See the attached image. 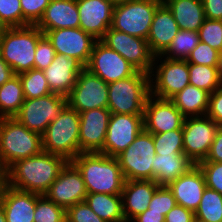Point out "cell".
Masks as SVG:
<instances>
[{
  "mask_svg": "<svg viewBox=\"0 0 222 222\" xmlns=\"http://www.w3.org/2000/svg\"><path fill=\"white\" fill-rule=\"evenodd\" d=\"M198 34L201 42L222 51V20L205 19Z\"/></svg>",
  "mask_w": 222,
  "mask_h": 222,
  "instance_id": "f35d334b",
  "label": "cell"
},
{
  "mask_svg": "<svg viewBox=\"0 0 222 222\" xmlns=\"http://www.w3.org/2000/svg\"><path fill=\"white\" fill-rule=\"evenodd\" d=\"M178 31L179 27L171 10L162 2L154 13L146 39L151 52L155 56L161 55L170 46Z\"/></svg>",
  "mask_w": 222,
  "mask_h": 222,
  "instance_id": "cb8c5ba5",
  "label": "cell"
},
{
  "mask_svg": "<svg viewBox=\"0 0 222 222\" xmlns=\"http://www.w3.org/2000/svg\"><path fill=\"white\" fill-rule=\"evenodd\" d=\"M4 179H5V176H0V190L4 184Z\"/></svg>",
  "mask_w": 222,
  "mask_h": 222,
  "instance_id": "680465c9",
  "label": "cell"
},
{
  "mask_svg": "<svg viewBox=\"0 0 222 222\" xmlns=\"http://www.w3.org/2000/svg\"><path fill=\"white\" fill-rule=\"evenodd\" d=\"M25 101L19 75L0 86V118H13Z\"/></svg>",
  "mask_w": 222,
  "mask_h": 222,
  "instance_id": "4dcf8cb0",
  "label": "cell"
},
{
  "mask_svg": "<svg viewBox=\"0 0 222 222\" xmlns=\"http://www.w3.org/2000/svg\"><path fill=\"white\" fill-rule=\"evenodd\" d=\"M194 214L197 222H222V195L206 187Z\"/></svg>",
  "mask_w": 222,
  "mask_h": 222,
  "instance_id": "d6a6232c",
  "label": "cell"
},
{
  "mask_svg": "<svg viewBox=\"0 0 222 222\" xmlns=\"http://www.w3.org/2000/svg\"><path fill=\"white\" fill-rule=\"evenodd\" d=\"M66 105L67 97L56 93L25 99L14 118L30 131L42 136L47 126L58 117Z\"/></svg>",
  "mask_w": 222,
  "mask_h": 222,
  "instance_id": "9c48e42d",
  "label": "cell"
},
{
  "mask_svg": "<svg viewBox=\"0 0 222 222\" xmlns=\"http://www.w3.org/2000/svg\"><path fill=\"white\" fill-rule=\"evenodd\" d=\"M170 100L185 118L203 116L208 110L209 93L189 84Z\"/></svg>",
  "mask_w": 222,
  "mask_h": 222,
  "instance_id": "f1b7e54d",
  "label": "cell"
},
{
  "mask_svg": "<svg viewBox=\"0 0 222 222\" xmlns=\"http://www.w3.org/2000/svg\"><path fill=\"white\" fill-rule=\"evenodd\" d=\"M79 27L97 41L111 27L114 5L109 0H76Z\"/></svg>",
  "mask_w": 222,
  "mask_h": 222,
  "instance_id": "ffe728a7",
  "label": "cell"
},
{
  "mask_svg": "<svg viewBox=\"0 0 222 222\" xmlns=\"http://www.w3.org/2000/svg\"><path fill=\"white\" fill-rule=\"evenodd\" d=\"M167 186L173 193L177 204L195 213L206 188V182L202 170L198 165H194Z\"/></svg>",
  "mask_w": 222,
  "mask_h": 222,
  "instance_id": "603a6c76",
  "label": "cell"
},
{
  "mask_svg": "<svg viewBox=\"0 0 222 222\" xmlns=\"http://www.w3.org/2000/svg\"><path fill=\"white\" fill-rule=\"evenodd\" d=\"M100 41L118 52L138 71L150 74L153 72V65L157 64L146 39L134 37L110 27Z\"/></svg>",
  "mask_w": 222,
  "mask_h": 222,
  "instance_id": "30bf717a",
  "label": "cell"
},
{
  "mask_svg": "<svg viewBox=\"0 0 222 222\" xmlns=\"http://www.w3.org/2000/svg\"><path fill=\"white\" fill-rule=\"evenodd\" d=\"M165 222H195L193 211L176 204L165 216Z\"/></svg>",
  "mask_w": 222,
  "mask_h": 222,
  "instance_id": "7dc6e473",
  "label": "cell"
},
{
  "mask_svg": "<svg viewBox=\"0 0 222 222\" xmlns=\"http://www.w3.org/2000/svg\"><path fill=\"white\" fill-rule=\"evenodd\" d=\"M218 55L219 51L200 41L186 61L197 65L217 66Z\"/></svg>",
  "mask_w": 222,
  "mask_h": 222,
  "instance_id": "b9f144b4",
  "label": "cell"
},
{
  "mask_svg": "<svg viewBox=\"0 0 222 222\" xmlns=\"http://www.w3.org/2000/svg\"><path fill=\"white\" fill-rule=\"evenodd\" d=\"M159 185L154 180H126L123 185L122 206L126 222L148 209Z\"/></svg>",
  "mask_w": 222,
  "mask_h": 222,
  "instance_id": "d4e9b609",
  "label": "cell"
},
{
  "mask_svg": "<svg viewBox=\"0 0 222 222\" xmlns=\"http://www.w3.org/2000/svg\"><path fill=\"white\" fill-rule=\"evenodd\" d=\"M0 23L6 28L23 27L20 0H0Z\"/></svg>",
  "mask_w": 222,
  "mask_h": 222,
  "instance_id": "74e56055",
  "label": "cell"
},
{
  "mask_svg": "<svg viewBox=\"0 0 222 222\" xmlns=\"http://www.w3.org/2000/svg\"><path fill=\"white\" fill-rule=\"evenodd\" d=\"M18 75L25 99L39 98L52 93L43 70L33 68Z\"/></svg>",
  "mask_w": 222,
  "mask_h": 222,
  "instance_id": "e575fe53",
  "label": "cell"
},
{
  "mask_svg": "<svg viewBox=\"0 0 222 222\" xmlns=\"http://www.w3.org/2000/svg\"><path fill=\"white\" fill-rule=\"evenodd\" d=\"M79 12L76 0H51L36 26L47 30L79 28Z\"/></svg>",
  "mask_w": 222,
  "mask_h": 222,
  "instance_id": "484cf974",
  "label": "cell"
},
{
  "mask_svg": "<svg viewBox=\"0 0 222 222\" xmlns=\"http://www.w3.org/2000/svg\"><path fill=\"white\" fill-rule=\"evenodd\" d=\"M200 42L198 32L190 30H179L173 38L170 46L154 59L165 57L174 60H187L191 51Z\"/></svg>",
  "mask_w": 222,
  "mask_h": 222,
  "instance_id": "1f68e13d",
  "label": "cell"
},
{
  "mask_svg": "<svg viewBox=\"0 0 222 222\" xmlns=\"http://www.w3.org/2000/svg\"><path fill=\"white\" fill-rule=\"evenodd\" d=\"M56 51L54 50L51 42L44 35L36 46L34 69L44 70L54 60Z\"/></svg>",
  "mask_w": 222,
  "mask_h": 222,
  "instance_id": "ee69618b",
  "label": "cell"
},
{
  "mask_svg": "<svg viewBox=\"0 0 222 222\" xmlns=\"http://www.w3.org/2000/svg\"><path fill=\"white\" fill-rule=\"evenodd\" d=\"M84 69L85 66L76 58L56 54L43 72L52 93L67 97L77 81V76Z\"/></svg>",
  "mask_w": 222,
  "mask_h": 222,
  "instance_id": "44dd1931",
  "label": "cell"
},
{
  "mask_svg": "<svg viewBox=\"0 0 222 222\" xmlns=\"http://www.w3.org/2000/svg\"><path fill=\"white\" fill-rule=\"evenodd\" d=\"M176 204V199L168 186L159 185L148 205V209H150V212L161 213L166 216Z\"/></svg>",
  "mask_w": 222,
  "mask_h": 222,
  "instance_id": "ab89813d",
  "label": "cell"
},
{
  "mask_svg": "<svg viewBox=\"0 0 222 222\" xmlns=\"http://www.w3.org/2000/svg\"><path fill=\"white\" fill-rule=\"evenodd\" d=\"M206 115L216 124L222 126V86L209 94V103Z\"/></svg>",
  "mask_w": 222,
  "mask_h": 222,
  "instance_id": "bcb514c9",
  "label": "cell"
},
{
  "mask_svg": "<svg viewBox=\"0 0 222 222\" xmlns=\"http://www.w3.org/2000/svg\"><path fill=\"white\" fill-rule=\"evenodd\" d=\"M85 68L108 84L126 79L138 71L118 52L108 48L100 40L94 43Z\"/></svg>",
  "mask_w": 222,
  "mask_h": 222,
  "instance_id": "7c38bea8",
  "label": "cell"
},
{
  "mask_svg": "<svg viewBox=\"0 0 222 222\" xmlns=\"http://www.w3.org/2000/svg\"><path fill=\"white\" fill-rule=\"evenodd\" d=\"M153 134L143 129L135 140L116 156L126 180H153L155 162Z\"/></svg>",
  "mask_w": 222,
  "mask_h": 222,
  "instance_id": "52a82bcc",
  "label": "cell"
},
{
  "mask_svg": "<svg viewBox=\"0 0 222 222\" xmlns=\"http://www.w3.org/2000/svg\"><path fill=\"white\" fill-rule=\"evenodd\" d=\"M0 222H6V218H5V214H4V210L0 204Z\"/></svg>",
  "mask_w": 222,
  "mask_h": 222,
  "instance_id": "9f6ffc18",
  "label": "cell"
},
{
  "mask_svg": "<svg viewBox=\"0 0 222 222\" xmlns=\"http://www.w3.org/2000/svg\"><path fill=\"white\" fill-rule=\"evenodd\" d=\"M87 194L81 172L68 161L44 195L67 210L76 203L85 201Z\"/></svg>",
  "mask_w": 222,
  "mask_h": 222,
  "instance_id": "2e32d148",
  "label": "cell"
},
{
  "mask_svg": "<svg viewBox=\"0 0 222 222\" xmlns=\"http://www.w3.org/2000/svg\"><path fill=\"white\" fill-rule=\"evenodd\" d=\"M201 162H222V126H218L209 153Z\"/></svg>",
  "mask_w": 222,
  "mask_h": 222,
  "instance_id": "c3c4849f",
  "label": "cell"
},
{
  "mask_svg": "<svg viewBox=\"0 0 222 222\" xmlns=\"http://www.w3.org/2000/svg\"><path fill=\"white\" fill-rule=\"evenodd\" d=\"M16 75L13 69L5 62L0 55V86Z\"/></svg>",
  "mask_w": 222,
  "mask_h": 222,
  "instance_id": "816d5d0a",
  "label": "cell"
},
{
  "mask_svg": "<svg viewBox=\"0 0 222 222\" xmlns=\"http://www.w3.org/2000/svg\"><path fill=\"white\" fill-rule=\"evenodd\" d=\"M144 129V115L111 113L103 154L116 157L123 152Z\"/></svg>",
  "mask_w": 222,
  "mask_h": 222,
  "instance_id": "9a60e30c",
  "label": "cell"
},
{
  "mask_svg": "<svg viewBox=\"0 0 222 222\" xmlns=\"http://www.w3.org/2000/svg\"><path fill=\"white\" fill-rule=\"evenodd\" d=\"M217 71H218L219 79L222 83V51H220L218 55Z\"/></svg>",
  "mask_w": 222,
  "mask_h": 222,
  "instance_id": "f5cc1de1",
  "label": "cell"
},
{
  "mask_svg": "<svg viewBox=\"0 0 222 222\" xmlns=\"http://www.w3.org/2000/svg\"><path fill=\"white\" fill-rule=\"evenodd\" d=\"M218 126L207 115L184 119L182 126L184 154L195 165L205 160L208 155Z\"/></svg>",
  "mask_w": 222,
  "mask_h": 222,
  "instance_id": "8fae6325",
  "label": "cell"
},
{
  "mask_svg": "<svg viewBox=\"0 0 222 222\" xmlns=\"http://www.w3.org/2000/svg\"><path fill=\"white\" fill-rule=\"evenodd\" d=\"M85 202L105 222H126L121 194L88 193Z\"/></svg>",
  "mask_w": 222,
  "mask_h": 222,
  "instance_id": "f546056e",
  "label": "cell"
},
{
  "mask_svg": "<svg viewBox=\"0 0 222 222\" xmlns=\"http://www.w3.org/2000/svg\"><path fill=\"white\" fill-rule=\"evenodd\" d=\"M71 162L81 172L87 193H122L125 179L116 157L80 153Z\"/></svg>",
  "mask_w": 222,
  "mask_h": 222,
  "instance_id": "7a4b0ae2",
  "label": "cell"
},
{
  "mask_svg": "<svg viewBox=\"0 0 222 222\" xmlns=\"http://www.w3.org/2000/svg\"><path fill=\"white\" fill-rule=\"evenodd\" d=\"M197 165L204 174L206 187L222 195V162H199Z\"/></svg>",
  "mask_w": 222,
  "mask_h": 222,
  "instance_id": "7bdbcfd3",
  "label": "cell"
},
{
  "mask_svg": "<svg viewBox=\"0 0 222 222\" xmlns=\"http://www.w3.org/2000/svg\"><path fill=\"white\" fill-rule=\"evenodd\" d=\"M171 10L179 30L198 32L205 18L201 0H163Z\"/></svg>",
  "mask_w": 222,
  "mask_h": 222,
  "instance_id": "83f0119b",
  "label": "cell"
},
{
  "mask_svg": "<svg viewBox=\"0 0 222 222\" xmlns=\"http://www.w3.org/2000/svg\"><path fill=\"white\" fill-rule=\"evenodd\" d=\"M194 165L184 152L155 155V162L152 164L153 180L158 185L167 186Z\"/></svg>",
  "mask_w": 222,
  "mask_h": 222,
  "instance_id": "4316f807",
  "label": "cell"
},
{
  "mask_svg": "<svg viewBox=\"0 0 222 222\" xmlns=\"http://www.w3.org/2000/svg\"><path fill=\"white\" fill-rule=\"evenodd\" d=\"M156 155L184 152L183 128L160 134H153Z\"/></svg>",
  "mask_w": 222,
  "mask_h": 222,
  "instance_id": "8d00e7d4",
  "label": "cell"
},
{
  "mask_svg": "<svg viewBox=\"0 0 222 222\" xmlns=\"http://www.w3.org/2000/svg\"><path fill=\"white\" fill-rule=\"evenodd\" d=\"M114 6L117 5H121V4H125L128 1H132V0H109Z\"/></svg>",
  "mask_w": 222,
  "mask_h": 222,
  "instance_id": "11a10c76",
  "label": "cell"
},
{
  "mask_svg": "<svg viewBox=\"0 0 222 222\" xmlns=\"http://www.w3.org/2000/svg\"><path fill=\"white\" fill-rule=\"evenodd\" d=\"M51 0H20L23 13V27L36 25Z\"/></svg>",
  "mask_w": 222,
  "mask_h": 222,
  "instance_id": "60d3db41",
  "label": "cell"
},
{
  "mask_svg": "<svg viewBox=\"0 0 222 222\" xmlns=\"http://www.w3.org/2000/svg\"><path fill=\"white\" fill-rule=\"evenodd\" d=\"M67 104L78 113L108 106V83L86 68L77 76V81L67 96Z\"/></svg>",
  "mask_w": 222,
  "mask_h": 222,
  "instance_id": "5bb4252c",
  "label": "cell"
},
{
  "mask_svg": "<svg viewBox=\"0 0 222 222\" xmlns=\"http://www.w3.org/2000/svg\"><path fill=\"white\" fill-rule=\"evenodd\" d=\"M130 222H165V216L161 213L150 212V209H146Z\"/></svg>",
  "mask_w": 222,
  "mask_h": 222,
  "instance_id": "f907efd6",
  "label": "cell"
},
{
  "mask_svg": "<svg viewBox=\"0 0 222 222\" xmlns=\"http://www.w3.org/2000/svg\"><path fill=\"white\" fill-rule=\"evenodd\" d=\"M150 75L137 71L134 75L108 84V106L111 113L144 115L150 95Z\"/></svg>",
  "mask_w": 222,
  "mask_h": 222,
  "instance_id": "8992f818",
  "label": "cell"
},
{
  "mask_svg": "<svg viewBox=\"0 0 222 222\" xmlns=\"http://www.w3.org/2000/svg\"><path fill=\"white\" fill-rule=\"evenodd\" d=\"M205 18L209 20H222V0H201Z\"/></svg>",
  "mask_w": 222,
  "mask_h": 222,
  "instance_id": "681fc988",
  "label": "cell"
},
{
  "mask_svg": "<svg viewBox=\"0 0 222 222\" xmlns=\"http://www.w3.org/2000/svg\"><path fill=\"white\" fill-rule=\"evenodd\" d=\"M68 161L56 154H39L18 160L6 172L4 182L16 189L44 195Z\"/></svg>",
  "mask_w": 222,
  "mask_h": 222,
  "instance_id": "6da1fadb",
  "label": "cell"
},
{
  "mask_svg": "<svg viewBox=\"0 0 222 222\" xmlns=\"http://www.w3.org/2000/svg\"><path fill=\"white\" fill-rule=\"evenodd\" d=\"M189 84L205 90L209 94L222 86L217 66L189 63Z\"/></svg>",
  "mask_w": 222,
  "mask_h": 222,
  "instance_id": "836d02e7",
  "label": "cell"
},
{
  "mask_svg": "<svg viewBox=\"0 0 222 222\" xmlns=\"http://www.w3.org/2000/svg\"><path fill=\"white\" fill-rule=\"evenodd\" d=\"M79 126V113L67 104L42 135V151L72 161L80 154Z\"/></svg>",
  "mask_w": 222,
  "mask_h": 222,
  "instance_id": "277c9868",
  "label": "cell"
},
{
  "mask_svg": "<svg viewBox=\"0 0 222 222\" xmlns=\"http://www.w3.org/2000/svg\"><path fill=\"white\" fill-rule=\"evenodd\" d=\"M80 153H103L111 112L108 108H96L79 113Z\"/></svg>",
  "mask_w": 222,
  "mask_h": 222,
  "instance_id": "d6986e66",
  "label": "cell"
},
{
  "mask_svg": "<svg viewBox=\"0 0 222 222\" xmlns=\"http://www.w3.org/2000/svg\"><path fill=\"white\" fill-rule=\"evenodd\" d=\"M5 30H6V27L2 23H0V42L2 40V36Z\"/></svg>",
  "mask_w": 222,
  "mask_h": 222,
  "instance_id": "6f0895ef",
  "label": "cell"
},
{
  "mask_svg": "<svg viewBox=\"0 0 222 222\" xmlns=\"http://www.w3.org/2000/svg\"><path fill=\"white\" fill-rule=\"evenodd\" d=\"M37 194L19 190L5 182L0 190V204L6 222H34Z\"/></svg>",
  "mask_w": 222,
  "mask_h": 222,
  "instance_id": "7402d4cb",
  "label": "cell"
},
{
  "mask_svg": "<svg viewBox=\"0 0 222 222\" xmlns=\"http://www.w3.org/2000/svg\"><path fill=\"white\" fill-rule=\"evenodd\" d=\"M163 0H132L114 6L111 28L147 39L154 13Z\"/></svg>",
  "mask_w": 222,
  "mask_h": 222,
  "instance_id": "ba28073f",
  "label": "cell"
},
{
  "mask_svg": "<svg viewBox=\"0 0 222 222\" xmlns=\"http://www.w3.org/2000/svg\"><path fill=\"white\" fill-rule=\"evenodd\" d=\"M6 168L2 162L1 156H0V176H6Z\"/></svg>",
  "mask_w": 222,
  "mask_h": 222,
  "instance_id": "db71d44e",
  "label": "cell"
},
{
  "mask_svg": "<svg viewBox=\"0 0 222 222\" xmlns=\"http://www.w3.org/2000/svg\"><path fill=\"white\" fill-rule=\"evenodd\" d=\"M69 222H105L97 216L85 201L76 203L66 210Z\"/></svg>",
  "mask_w": 222,
  "mask_h": 222,
  "instance_id": "f6af8a7d",
  "label": "cell"
},
{
  "mask_svg": "<svg viewBox=\"0 0 222 222\" xmlns=\"http://www.w3.org/2000/svg\"><path fill=\"white\" fill-rule=\"evenodd\" d=\"M43 36L36 25L6 28L0 42V55L15 74L34 68L36 46Z\"/></svg>",
  "mask_w": 222,
  "mask_h": 222,
  "instance_id": "3957f363",
  "label": "cell"
},
{
  "mask_svg": "<svg viewBox=\"0 0 222 222\" xmlns=\"http://www.w3.org/2000/svg\"><path fill=\"white\" fill-rule=\"evenodd\" d=\"M44 35L51 42L56 54L76 58L84 66L87 65L94 43L97 41L80 27L47 30Z\"/></svg>",
  "mask_w": 222,
  "mask_h": 222,
  "instance_id": "e0dca14e",
  "label": "cell"
},
{
  "mask_svg": "<svg viewBox=\"0 0 222 222\" xmlns=\"http://www.w3.org/2000/svg\"><path fill=\"white\" fill-rule=\"evenodd\" d=\"M42 136L13 118H0V156L6 170L16 161L39 154Z\"/></svg>",
  "mask_w": 222,
  "mask_h": 222,
  "instance_id": "5b68a950",
  "label": "cell"
},
{
  "mask_svg": "<svg viewBox=\"0 0 222 222\" xmlns=\"http://www.w3.org/2000/svg\"><path fill=\"white\" fill-rule=\"evenodd\" d=\"M160 63L158 66L153 65L154 70L157 68L156 74H153L154 71L149 74L156 78H150V94L161 99H171L189 85V63L166 57Z\"/></svg>",
  "mask_w": 222,
  "mask_h": 222,
  "instance_id": "4fadbf2b",
  "label": "cell"
},
{
  "mask_svg": "<svg viewBox=\"0 0 222 222\" xmlns=\"http://www.w3.org/2000/svg\"><path fill=\"white\" fill-rule=\"evenodd\" d=\"M185 117L170 99L149 95L144 108V129L160 134L183 126Z\"/></svg>",
  "mask_w": 222,
  "mask_h": 222,
  "instance_id": "ac0fdd59",
  "label": "cell"
},
{
  "mask_svg": "<svg viewBox=\"0 0 222 222\" xmlns=\"http://www.w3.org/2000/svg\"><path fill=\"white\" fill-rule=\"evenodd\" d=\"M34 222H62L66 219V210L49 200L45 195L37 194Z\"/></svg>",
  "mask_w": 222,
  "mask_h": 222,
  "instance_id": "d590c367",
  "label": "cell"
}]
</instances>
